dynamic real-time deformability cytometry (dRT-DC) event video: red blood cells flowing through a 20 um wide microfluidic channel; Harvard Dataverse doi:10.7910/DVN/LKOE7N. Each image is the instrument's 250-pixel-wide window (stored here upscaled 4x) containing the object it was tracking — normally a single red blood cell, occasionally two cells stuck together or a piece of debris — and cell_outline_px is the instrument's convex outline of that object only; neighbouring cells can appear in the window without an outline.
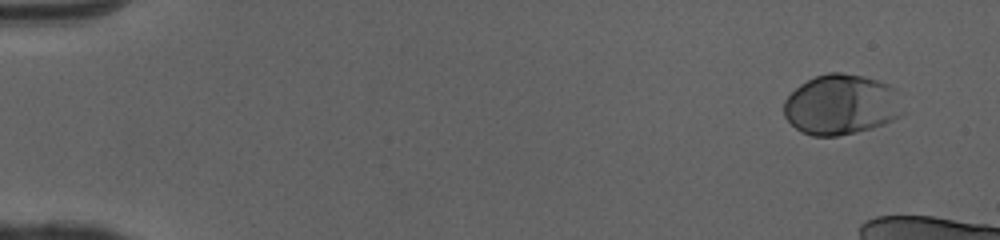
{"species": "human", "species_latin": "Homo sapiens", "temperature_condition": "cold", "stored_images_in_passage": 42, "camera_frame_rate_fps": 3000, "um_per_image_px": 0.085, "donor": {"sex": "female"}, "frame": {"image": 1, "passage_image": 1, "time_ms": 0.0, "image_size_px": [1000, 240], "cell_outline_px": [[904, 112], [900, 116], [884, 124], [872, 128], [856, 132], [836, 136], [812, 136], [800, 132], [784, 116], [784, 100], [800, 84], [816, 76], [828, 72], [840, 72], [864, 76], [888, 84], [892, 88]], "centroid_in_image_um": [71.47, 8.9], "position_along_channel_um": 13.5, "area_um2": 41.62}}
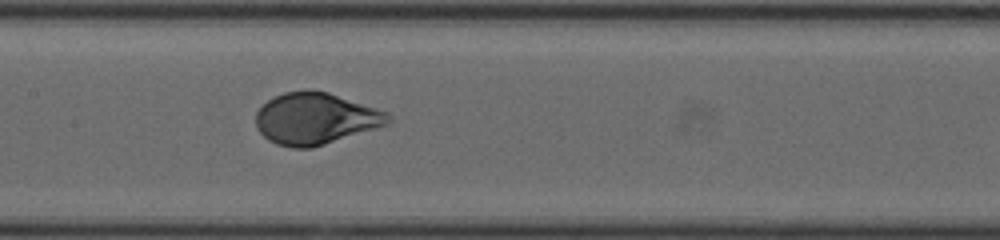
{"frame": {"image": 2, "passage_image": 24, "time_ms": 7.667, "image_size_px": [1000, 240], "cell_outline_px": [[392, 120], [388, 124], [312, 148], [292, 148], [276, 144], [268, 140], [256, 128], [256, 112], [268, 100], [284, 92], [308, 88], [312, 88], [328, 92], [376, 108], [392, 116]], "centroid_in_image_um": [26.79, 10.07], "position_along_channel_um": 180.6, "area_um2": 39.82}}
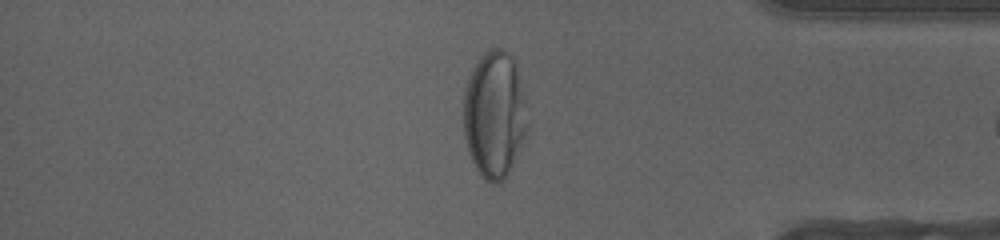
{"frame": {"image": 3, "passage_image": 41, "time_ms": 13.333, "image_size_px": [1000, 240], "cell_outline_px": [[528, 128], [508, 172], [504, 180], [500, 184], [492, 184], [484, 180], [480, 176], [468, 152], [464, 136], [464, 88], [476, 60], [484, 52], [492, 48], [500, 48], [508, 52], [512, 60], [516, 72], [524, 100], [528, 124]], "centroid_in_image_um": [41.98, 9.77], "position_along_channel_um": 393.2, "area_um2": 46.76}}